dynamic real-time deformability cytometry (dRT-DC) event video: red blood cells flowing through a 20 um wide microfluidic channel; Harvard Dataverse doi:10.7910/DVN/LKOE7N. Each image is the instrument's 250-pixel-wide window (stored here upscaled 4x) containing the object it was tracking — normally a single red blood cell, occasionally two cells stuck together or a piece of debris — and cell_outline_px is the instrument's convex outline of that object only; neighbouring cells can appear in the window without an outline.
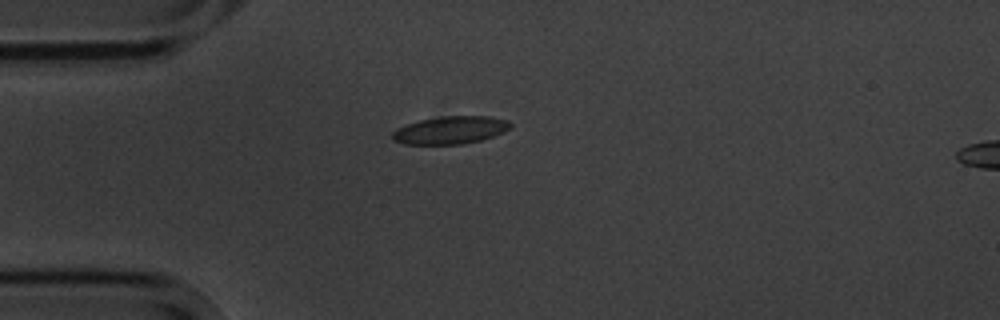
{"species": "common noctule bat (a hibernating species)", "species_latin": "Nyctalus noctula", "temperature_condition": "cold", "stored_images_in_passage": 5, "camera_frame_rate_fps": 3000, "um_per_image_px": 0.085, "animal": {"sex": "male", "body_mass_g": 20.1, "forearm_length_mm": 53.5}, "frame": {"image": 1, "passage_image": 5, "time_ms": 4.667, "image_size_px": [1000, 320], "cell_outline_px": [[512, 128], [504, 132], [480, 140], [464, 144], [404, 144], [392, 140], [392, 132], [396, 128], [420, 120], [440, 116], [488, 116], [508, 120], [512, 124]], "centroid_in_image_um": [38.29, 11.06], "position_along_channel_um": 46.7, "area_um2": 19.13}}